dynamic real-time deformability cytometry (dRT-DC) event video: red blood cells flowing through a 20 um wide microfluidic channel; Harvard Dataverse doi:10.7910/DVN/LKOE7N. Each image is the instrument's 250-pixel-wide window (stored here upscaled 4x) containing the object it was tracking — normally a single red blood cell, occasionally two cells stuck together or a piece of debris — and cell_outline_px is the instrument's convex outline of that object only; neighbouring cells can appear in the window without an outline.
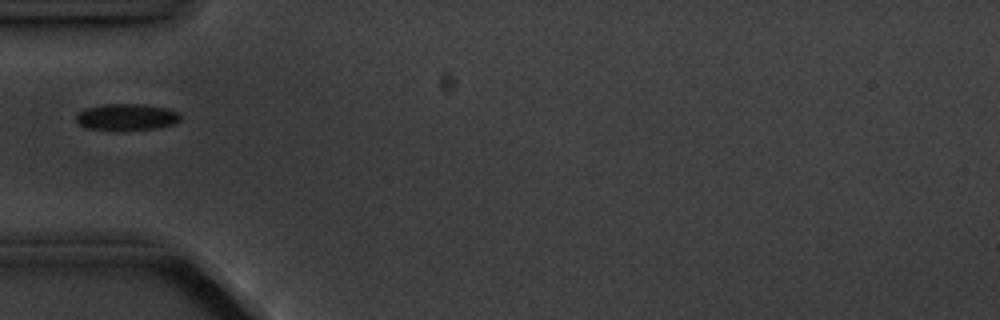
{"species": "common noctule bat (a hibernating species)", "species_latin": "Nyctalus noctula", "temperature_condition": "cold", "stored_images_in_passage": 15, "camera_frame_rate_fps": 3000, "um_per_image_px": 0.085, "animal": {"sex": "male", "body_mass_g": 20.1, "forearm_length_mm": 53.5}, "frame": {"image": 1, "passage_image": 5, "time_ms": 5.667, "image_size_px": [1000, 320], "cell_outline_px": [[180, 120], [176, 124], [156, 128], [124, 132], [108, 132], [84, 128], [76, 120], [76, 116], [84, 108], [104, 104], [144, 104], [168, 108], [176, 112], [180, 116]], "centroid_in_image_um": [10.73, 9.99], "position_along_channel_um": 74.3, "area_um2": 16.88}}
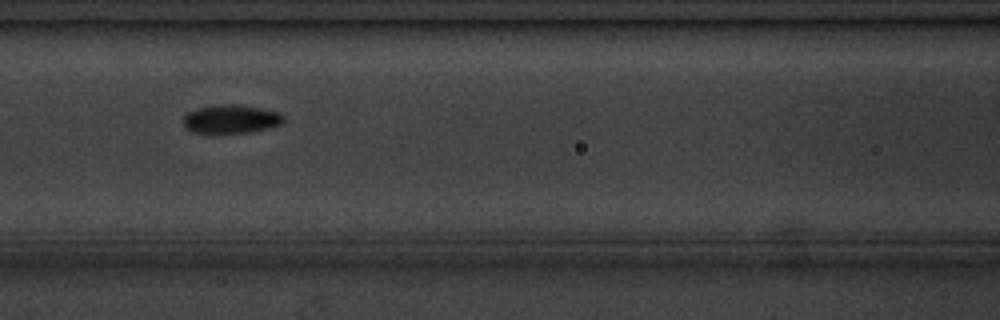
{"frame": {"image": 2, "passage_image": 7, "time_ms": 7.667, "image_size_px": [1000, 320], "cell_outline_px": [[284, 120], [280, 124], [268, 128], [252, 132], [216, 136], [212, 136], [192, 132], [184, 128], [184, 116], [188, 112], [200, 108], [216, 104], [236, 104], [260, 108], [280, 112], [284, 116]], "centroid_in_image_um": [19.6, 10.17], "position_along_channel_um": 147.0, "area_um2": 17.46}}
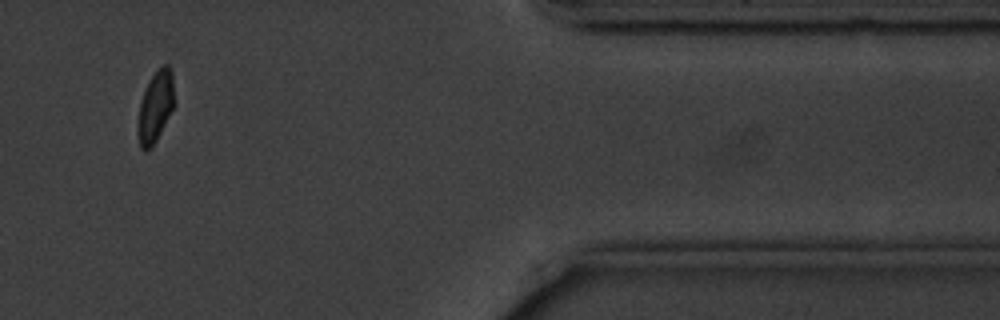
{"frame": {"image": 3, "passage_image": 13, "time_ms": 15.667, "image_size_px": [1000, 320], "cell_outline_px": [[176, 104], [152, 148], [144, 152], [140, 148], [136, 132], [136, 124], [140, 100], [148, 80], [156, 68], [164, 64], [168, 64], [172, 72], [176, 100]], "centroid_in_image_um": [13.21, 9.07], "position_along_channel_um": 398.2, "area_um2": 16.07}, "authors_computed_cell_mechanics": {"area_um2": 16.2996, "velocity_mm_per_s": 3.5969, "shape_relaxation_time_tau1_ms": 5.1227, "shape_relaxation_time_tau2_ms": null, "deformation_change_tau1": 0.1017, "deformation_change_tau2": null}}